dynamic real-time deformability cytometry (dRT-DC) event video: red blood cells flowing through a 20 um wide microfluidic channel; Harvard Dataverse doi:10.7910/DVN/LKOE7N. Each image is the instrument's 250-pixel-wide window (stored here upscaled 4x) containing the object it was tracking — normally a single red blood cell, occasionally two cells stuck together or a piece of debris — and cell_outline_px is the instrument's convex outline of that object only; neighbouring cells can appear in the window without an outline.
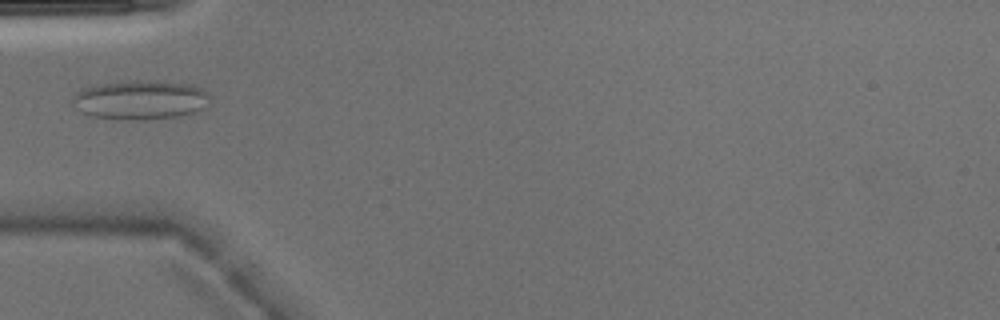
{"species": "Egyptian fruit bat (a non-hibernating species)", "species_latin": "Rousettus aegyptiacus", "temperature_condition": "warm", "stored_images_in_passage": 6, "camera_frame_rate_fps": 3000, "um_per_image_px": 0.085, "animal": {"sex": "male"}, "frame": {"image": 1, "passage_image": 5, "time_ms": 1.333, "image_size_px": [1000, 320], "cell_outline_px": [[208, 96], [204, 108], [196, 112], [180, 116], [140, 120], [120, 120], [92, 116], [76, 108], [72, 100], [72, 96], [80, 88], [96, 84], [136, 80], [140, 80], [192, 84], [208, 92]], "centroid_in_image_um": [11.89, 8.49], "position_along_channel_um": 73.1, "area_um2": 31.5}}